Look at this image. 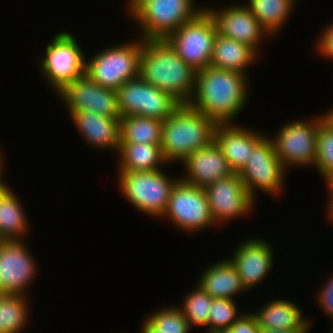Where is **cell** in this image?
<instances>
[{"mask_svg":"<svg viewBox=\"0 0 333 333\" xmlns=\"http://www.w3.org/2000/svg\"><path fill=\"white\" fill-rule=\"evenodd\" d=\"M314 166L323 178L333 170V130L323 122L319 125L317 132Z\"/></svg>","mask_w":333,"mask_h":333,"instance_id":"cell-32","label":"cell"},{"mask_svg":"<svg viewBox=\"0 0 333 333\" xmlns=\"http://www.w3.org/2000/svg\"><path fill=\"white\" fill-rule=\"evenodd\" d=\"M323 122L321 115L306 121H293L284 125L270 139L283 167L288 166H311L315 163L317 132L319 125Z\"/></svg>","mask_w":333,"mask_h":333,"instance_id":"cell-10","label":"cell"},{"mask_svg":"<svg viewBox=\"0 0 333 333\" xmlns=\"http://www.w3.org/2000/svg\"><path fill=\"white\" fill-rule=\"evenodd\" d=\"M323 179L327 183L328 190H333V170H331Z\"/></svg>","mask_w":333,"mask_h":333,"instance_id":"cell-42","label":"cell"},{"mask_svg":"<svg viewBox=\"0 0 333 333\" xmlns=\"http://www.w3.org/2000/svg\"><path fill=\"white\" fill-rule=\"evenodd\" d=\"M80 134L89 145L98 149L117 150L120 146V118L95 111H78L70 115Z\"/></svg>","mask_w":333,"mask_h":333,"instance_id":"cell-20","label":"cell"},{"mask_svg":"<svg viewBox=\"0 0 333 333\" xmlns=\"http://www.w3.org/2000/svg\"><path fill=\"white\" fill-rule=\"evenodd\" d=\"M312 325L311 320L309 319L301 328L298 329H292L289 331L285 330H277V329H267L264 327H260L259 333H308L310 330V327Z\"/></svg>","mask_w":333,"mask_h":333,"instance_id":"cell-36","label":"cell"},{"mask_svg":"<svg viewBox=\"0 0 333 333\" xmlns=\"http://www.w3.org/2000/svg\"><path fill=\"white\" fill-rule=\"evenodd\" d=\"M204 190L215 224L245 216L255 204L237 173L214 182Z\"/></svg>","mask_w":333,"mask_h":333,"instance_id":"cell-15","label":"cell"},{"mask_svg":"<svg viewBox=\"0 0 333 333\" xmlns=\"http://www.w3.org/2000/svg\"><path fill=\"white\" fill-rule=\"evenodd\" d=\"M160 333H190V326L179 307L171 306L154 311L145 318Z\"/></svg>","mask_w":333,"mask_h":333,"instance_id":"cell-31","label":"cell"},{"mask_svg":"<svg viewBox=\"0 0 333 333\" xmlns=\"http://www.w3.org/2000/svg\"><path fill=\"white\" fill-rule=\"evenodd\" d=\"M46 46L39 66L55 93L85 73L86 56L72 33L58 32Z\"/></svg>","mask_w":333,"mask_h":333,"instance_id":"cell-8","label":"cell"},{"mask_svg":"<svg viewBox=\"0 0 333 333\" xmlns=\"http://www.w3.org/2000/svg\"><path fill=\"white\" fill-rule=\"evenodd\" d=\"M245 3L251 13L271 35L283 28L296 4L295 0H248Z\"/></svg>","mask_w":333,"mask_h":333,"instance_id":"cell-27","label":"cell"},{"mask_svg":"<svg viewBox=\"0 0 333 333\" xmlns=\"http://www.w3.org/2000/svg\"><path fill=\"white\" fill-rule=\"evenodd\" d=\"M140 328V333H160V330L154 328L147 320H144L143 326Z\"/></svg>","mask_w":333,"mask_h":333,"instance_id":"cell-40","label":"cell"},{"mask_svg":"<svg viewBox=\"0 0 333 333\" xmlns=\"http://www.w3.org/2000/svg\"><path fill=\"white\" fill-rule=\"evenodd\" d=\"M236 267L246 291L266 279L272 269L273 248L262 239H248L236 247L229 259Z\"/></svg>","mask_w":333,"mask_h":333,"instance_id":"cell-17","label":"cell"},{"mask_svg":"<svg viewBox=\"0 0 333 333\" xmlns=\"http://www.w3.org/2000/svg\"><path fill=\"white\" fill-rule=\"evenodd\" d=\"M240 72L209 66L196 72L189 105L217 124H228L247 103L249 82Z\"/></svg>","mask_w":333,"mask_h":333,"instance_id":"cell-1","label":"cell"},{"mask_svg":"<svg viewBox=\"0 0 333 333\" xmlns=\"http://www.w3.org/2000/svg\"><path fill=\"white\" fill-rule=\"evenodd\" d=\"M184 297L183 305L179 307L187 319L190 328L193 326H207L209 313L213 304V298L208 295L199 285L195 286Z\"/></svg>","mask_w":333,"mask_h":333,"instance_id":"cell-29","label":"cell"},{"mask_svg":"<svg viewBox=\"0 0 333 333\" xmlns=\"http://www.w3.org/2000/svg\"><path fill=\"white\" fill-rule=\"evenodd\" d=\"M150 0H128L127 2V11L132 17L145 3Z\"/></svg>","mask_w":333,"mask_h":333,"instance_id":"cell-37","label":"cell"},{"mask_svg":"<svg viewBox=\"0 0 333 333\" xmlns=\"http://www.w3.org/2000/svg\"><path fill=\"white\" fill-rule=\"evenodd\" d=\"M163 121L138 115L120 118V143L161 144Z\"/></svg>","mask_w":333,"mask_h":333,"instance_id":"cell-26","label":"cell"},{"mask_svg":"<svg viewBox=\"0 0 333 333\" xmlns=\"http://www.w3.org/2000/svg\"><path fill=\"white\" fill-rule=\"evenodd\" d=\"M23 241H0V294L27 295L36 277L38 267Z\"/></svg>","mask_w":333,"mask_h":333,"instance_id":"cell-14","label":"cell"},{"mask_svg":"<svg viewBox=\"0 0 333 333\" xmlns=\"http://www.w3.org/2000/svg\"><path fill=\"white\" fill-rule=\"evenodd\" d=\"M252 314L259 327L285 331L301 328L309 319L303 317L304 312L295 302L279 298L262 305Z\"/></svg>","mask_w":333,"mask_h":333,"instance_id":"cell-23","label":"cell"},{"mask_svg":"<svg viewBox=\"0 0 333 333\" xmlns=\"http://www.w3.org/2000/svg\"><path fill=\"white\" fill-rule=\"evenodd\" d=\"M237 304L234 299L213 298V304L209 313L206 332L216 333L220 330L230 329V327L243 314H238Z\"/></svg>","mask_w":333,"mask_h":333,"instance_id":"cell-30","label":"cell"},{"mask_svg":"<svg viewBox=\"0 0 333 333\" xmlns=\"http://www.w3.org/2000/svg\"><path fill=\"white\" fill-rule=\"evenodd\" d=\"M117 174L119 190L126 200L153 218H160L164 214L170 192L179 179L169 178L161 169Z\"/></svg>","mask_w":333,"mask_h":333,"instance_id":"cell-5","label":"cell"},{"mask_svg":"<svg viewBox=\"0 0 333 333\" xmlns=\"http://www.w3.org/2000/svg\"><path fill=\"white\" fill-rule=\"evenodd\" d=\"M328 191H330L329 193H330V200H328V207H327V209L329 210H327V212H328V215H327V217H328V220H332V222H333V190H328Z\"/></svg>","mask_w":333,"mask_h":333,"instance_id":"cell-41","label":"cell"},{"mask_svg":"<svg viewBox=\"0 0 333 333\" xmlns=\"http://www.w3.org/2000/svg\"><path fill=\"white\" fill-rule=\"evenodd\" d=\"M327 283V284H326ZM325 287L319 292L318 301L319 306L325 311L326 315H329L333 320V276L329 278L328 282H325Z\"/></svg>","mask_w":333,"mask_h":333,"instance_id":"cell-35","label":"cell"},{"mask_svg":"<svg viewBox=\"0 0 333 333\" xmlns=\"http://www.w3.org/2000/svg\"><path fill=\"white\" fill-rule=\"evenodd\" d=\"M118 153L119 172L155 171L168 164L161 144L120 143Z\"/></svg>","mask_w":333,"mask_h":333,"instance_id":"cell-24","label":"cell"},{"mask_svg":"<svg viewBox=\"0 0 333 333\" xmlns=\"http://www.w3.org/2000/svg\"><path fill=\"white\" fill-rule=\"evenodd\" d=\"M216 333H234L231 329L220 330Z\"/></svg>","mask_w":333,"mask_h":333,"instance_id":"cell-43","label":"cell"},{"mask_svg":"<svg viewBox=\"0 0 333 333\" xmlns=\"http://www.w3.org/2000/svg\"><path fill=\"white\" fill-rule=\"evenodd\" d=\"M57 94L70 115L78 111H95L121 118L117 91L98 85L86 73L66 84Z\"/></svg>","mask_w":333,"mask_h":333,"instance_id":"cell-13","label":"cell"},{"mask_svg":"<svg viewBox=\"0 0 333 333\" xmlns=\"http://www.w3.org/2000/svg\"><path fill=\"white\" fill-rule=\"evenodd\" d=\"M182 163L187 176L185 178L183 176L181 179L199 188H206L214 182L234 174L215 141L209 146L195 151Z\"/></svg>","mask_w":333,"mask_h":333,"instance_id":"cell-18","label":"cell"},{"mask_svg":"<svg viewBox=\"0 0 333 333\" xmlns=\"http://www.w3.org/2000/svg\"><path fill=\"white\" fill-rule=\"evenodd\" d=\"M142 38L114 45L85 60V73L98 85L118 90L139 76Z\"/></svg>","mask_w":333,"mask_h":333,"instance_id":"cell-4","label":"cell"},{"mask_svg":"<svg viewBox=\"0 0 333 333\" xmlns=\"http://www.w3.org/2000/svg\"><path fill=\"white\" fill-rule=\"evenodd\" d=\"M26 295L0 294V333H20L28 322Z\"/></svg>","mask_w":333,"mask_h":333,"instance_id":"cell-28","label":"cell"},{"mask_svg":"<svg viewBox=\"0 0 333 333\" xmlns=\"http://www.w3.org/2000/svg\"><path fill=\"white\" fill-rule=\"evenodd\" d=\"M326 114H322L321 118L323 120V123L328 126L331 130H333V108L329 110L328 112H325Z\"/></svg>","mask_w":333,"mask_h":333,"instance_id":"cell-38","label":"cell"},{"mask_svg":"<svg viewBox=\"0 0 333 333\" xmlns=\"http://www.w3.org/2000/svg\"><path fill=\"white\" fill-rule=\"evenodd\" d=\"M234 124H217L214 141L226 157L231 170L238 174L246 165L253 149L267 135Z\"/></svg>","mask_w":333,"mask_h":333,"instance_id":"cell-19","label":"cell"},{"mask_svg":"<svg viewBox=\"0 0 333 333\" xmlns=\"http://www.w3.org/2000/svg\"><path fill=\"white\" fill-rule=\"evenodd\" d=\"M205 10L213 18L217 33L237 42L248 44L259 53V45L270 34L245 4L230 5L222 10L212 6ZM266 35V36H265Z\"/></svg>","mask_w":333,"mask_h":333,"instance_id":"cell-16","label":"cell"},{"mask_svg":"<svg viewBox=\"0 0 333 333\" xmlns=\"http://www.w3.org/2000/svg\"><path fill=\"white\" fill-rule=\"evenodd\" d=\"M19 198L9 190L0 200V241L22 240L28 231V218Z\"/></svg>","mask_w":333,"mask_h":333,"instance_id":"cell-25","label":"cell"},{"mask_svg":"<svg viewBox=\"0 0 333 333\" xmlns=\"http://www.w3.org/2000/svg\"><path fill=\"white\" fill-rule=\"evenodd\" d=\"M286 169L281 164L270 136H266L252 151L244 168L238 173L255 201L257 189L278 194L284 186Z\"/></svg>","mask_w":333,"mask_h":333,"instance_id":"cell-12","label":"cell"},{"mask_svg":"<svg viewBox=\"0 0 333 333\" xmlns=\"http://www.w3.org/2000/svg\"><path fill=\"white\" fill-rule=\"evenodd\" d=\"M258 52L241 42L216 34L210 66L247 75V68L256 62Z\"/></svg>","mask_w":333,"mask_h":333,"instance_id":"cell-22","label":"cell"},{"mask_svg":"<svg viewBox=\"0 0 333 333\" xmlns=\"http://www.w3.org/2000/svg\"><path fill=\"white\" fill-rule=\"evenodd\" d=\"M246 313L244 312L230 329L234 333H259L260 327L255 316L252 313Z\"/></svg>","mask_w":333,"mask_h":333,"instance_id":"cell-34","label":"cell"},{"mask_svg":"<svg viewBox=\"0 0 333 333\" xmlns=\"http://www.w3.org/2000/svg\"><path fill=\"white\" fill-rule=\"evenodd\" d=\"M217 123L189 104H180L162 126V154L168 164L183 162L214 141Z\"/></svg>","mask_w":333,"mask_h":333,"instance_id":"cell-3","label":"cell"},{"mask_svg":"<svg viewBox=\"0 0 333 333\" xmlns=\"http://www.w3.org/2000/svg\"><path fill=\"white\" fill-rule=\"evenodd\" d=\"M222 260L206 268L197 283L214 299H234L235 294H242L246 289L232 262Z\"/></svg>","mask_w":333,"mask_h":333,"instance_id":"cell-21","label":"cell"},{"mask_svg":"<svg viewBox=\"0 0 333 333\" xmlns=\"http://www.w3.org/2000/svg\"><path fill=\"white\" fill-rule=\"evenodd\" d=\"M216 34L215 22L204 10L164 39L197 72L210 66Z\"/></svg>","mask_w":333,"mask_h":333,"instance_id":"cell-6","label":"cell"},{"mask_svg":"<svg viewBox=\"0 0 333 333\" xmlns=\"http://www.w3.org/2000/svg\"><path fill=\"white\" fill-rule=\"evenodd\" d=\"M3 165L4 164H2L1 166H0V200L2 199V197H4L5 196V194L11 189V188H9L5 183H3V178L1 177L2 176V174H3Z\"/></svg>","mask_w":333,"mask_h":333,"instance_id":"cell-39","label":"cell"},{"mask_svg":"<svg viewBox=\"0 0 333 333\" xmlns=\"http://www.w3.org/2000/svg\"><path fill=\"white\" fill-rule=\"evenodd\" d=\"M324 28L316 42V52L333 61V23Z\"/></svg>","mask_w":333,"mask_h":333,"instance_id":"cell-33","label":"cell"},{"mask_svg":"<svg viewBox=\"0 0 333 333\" xmlns=\"http://www.w3.org/2000/svg\"><path fill=\"white\" fill-rule=\"evenodd\" d=\"M2 152H1V150H0V166L4 163V161H3V157H2V154H1Z\"/></svg>","mask_w":333,"mask_h":333,"instance_id":"cell-44","label":"cell"},{"mask_svg":"<svg viewBox=\"0 0 333 333\" xmlns=\"http://www.w3.org/2000/svg\"><path fill=\"white\" fill-rule=\"evenodd\" d=\"M162 217L169 218L177 228L189 233L216 226L204 188L184 182L181 178L170 192Z\"/></svg>","mask_w":333,"mask_h":333,"instance_id":"cell-9","label":"cell"},{"mask_svg":"<svg viewBox=\"0 0 333 333\" xmlns=\"http://www.w3.org/2000/svg\"><path fill=\"white\" fill-rule=\"evenodd\" d=\"M117 97L121 117L138 115L164 121L180 105L171 95L139 76L125 82L117 90Z\"/></svg>","mask_w":333,"mask_h":333,"instance_id":"cell-11","label":"cell"},{"mask_svg":"<svg viewBox=\"0 0 333 333\" xmlns=\"http://www.w3.org/2000/svg\"><path fill=\"white\" fill-rule=\"evenodd\" d=\"M194 0H150L133 16L141 29L142 39H164L184 23L195 19L205 7ZM197 7V8H196Z\"/></svg>","mask_w":333,"mask_h":333,"instance_id":"cell-7","label":"cell"},{"mask_svg":"<svg viewBox=\"0 0 333 333\" xmlns=\"http://www.w3.org/2000/svg\"><path fill=\"white\" fill-rule=\"evenodd\" d=\"M139 77L180 104H188L195 90L196 71L165 39H142Z\"/></svg>","mask_w":333,"mask_h":333,"instance_id":"cell-2","label":"cell"}]
</instances>
